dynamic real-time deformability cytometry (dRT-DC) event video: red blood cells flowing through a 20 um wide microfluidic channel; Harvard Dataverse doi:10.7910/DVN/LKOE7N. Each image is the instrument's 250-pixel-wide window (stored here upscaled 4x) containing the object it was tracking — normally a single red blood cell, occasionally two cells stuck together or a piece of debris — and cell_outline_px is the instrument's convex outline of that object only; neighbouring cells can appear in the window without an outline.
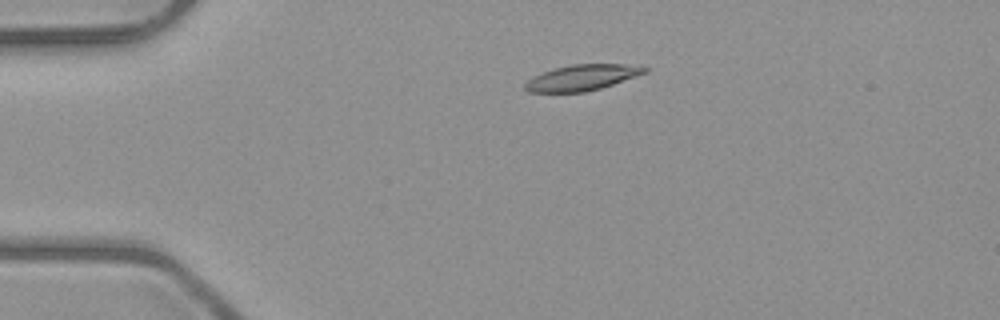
{"species": "common noctule bat (a hibernating species)", "species_latin": "Nyctalus noctula", "temperature_condition": "room temperature", "stored_images_in_passage": 3, "camera_frame_rate_fps": 3000, "um_per_image_px": 0.085, "animal": {"sex": "male", "body_mass_g": 23.1, "forearm_length_mm": 52.7}, "frame": {"image": 1, "passage_image": 2, "time_ms": 1.333, "image_size_px": [1000, 320], "cell_outline_px": [[648, 72], [600, 88], [584, 92], [528, 92], [524, 88], [524, 84], [532, 76], [556, 68], [572, 64], [624, 64], [648, 68]], "centroid_in_image_um": [49.44, 6.6], "position_along_channel_um": 35.6, "area_um2": 17.74}}